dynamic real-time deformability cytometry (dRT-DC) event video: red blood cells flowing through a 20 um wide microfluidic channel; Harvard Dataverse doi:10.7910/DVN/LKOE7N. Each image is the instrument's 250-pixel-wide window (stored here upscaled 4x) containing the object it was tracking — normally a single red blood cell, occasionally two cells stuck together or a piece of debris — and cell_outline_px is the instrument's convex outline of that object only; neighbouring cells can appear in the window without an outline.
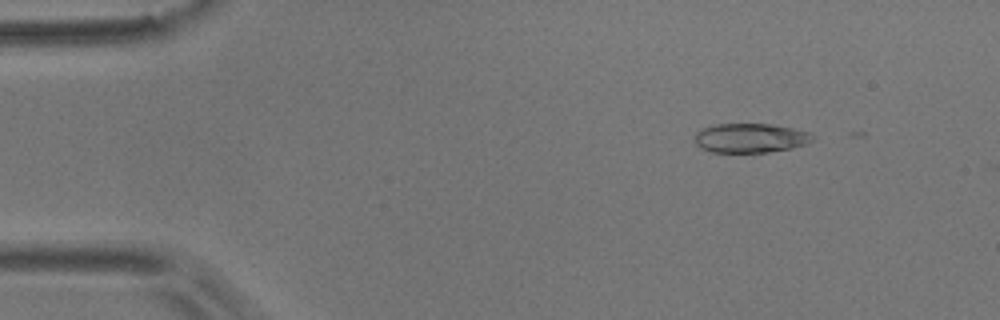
{"species": "common noctule bat (a hibernating species)", "species_latin": "Nyctalus noctula", "temperature_condition": "room temperature", "stored_images_in_passage": 10, "camera_frame_rate_fps": 3000, "um_per_image_px": 0.085, "animal": {"sex": "male", "body_mass_g": 17.9}, "frame": {"image": 1, "passage_image": 2, "time_ms": 0.333, "image_size_px": [1000, 320], "cell_outline_px": [[816, 136], [812, 140], [804, 144], [788, 148], [752, 156], [712, 152], [700, 148], [696, 144], [696, 132], [704, 128], [716, 124], [768, 124], [792, 128], [808, 132]], "centroid_in_image_um": [63.75, 11.78], "position_along_channel_um": 21.3, "area_um2": 20.69}}